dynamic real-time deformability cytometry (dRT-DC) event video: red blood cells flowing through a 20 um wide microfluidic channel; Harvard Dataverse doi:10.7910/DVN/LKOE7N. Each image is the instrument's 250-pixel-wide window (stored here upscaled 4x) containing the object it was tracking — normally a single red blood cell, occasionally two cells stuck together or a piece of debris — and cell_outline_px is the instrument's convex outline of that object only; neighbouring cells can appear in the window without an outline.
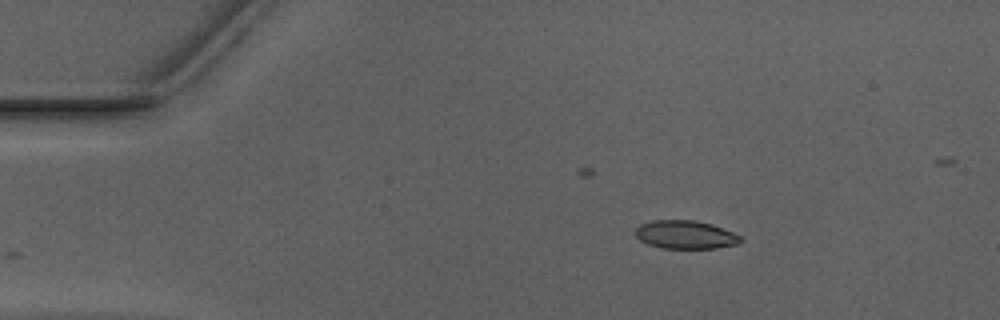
{"species": "Egyptian fruit bat (a non-hibernating species)", "species_latin": "Rousettus aegyptiacus", "temperature_condition": "warm", "stored_images_in_passage": 41, "camera_frame_rate_fps": 3000, "um_per_image_px": 0.085, "animal": {"sex": "male"}, "frame": {"image": 1, "passage_image": 1, "time_ms": 0.0, "image_size_px": [1000, 320], "cell_outline_px": [[740, 240], [736, 244], [716, 248], [660, 248], [648, 244], [640, 240], [636, 236], [636, 228], [640, 224], [652, 220], [692, 220], [712, 224], [732, 232], [740, 236]], "centroid_in_image_um": [58.22, 19.94], "position_along_channel_um": 26.8, "area_um2": 17.17}}
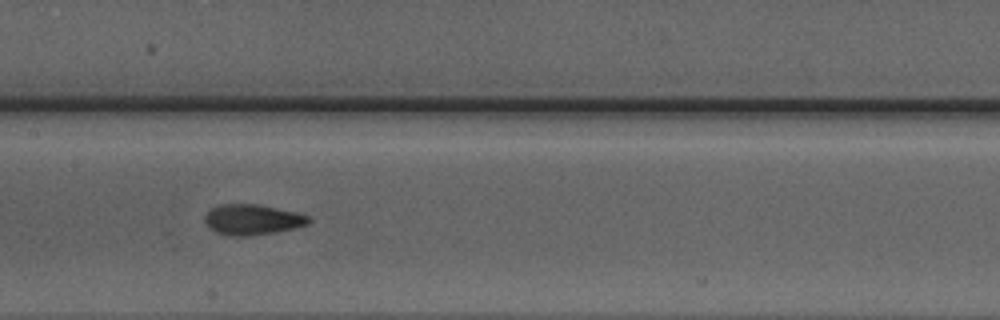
{"frame": {"image": 2, "passage_image": 18, "time_ms": 5.667, "image_size_px": [1000, 320], "cell_outline_px": [[312, 220], [308, 224], [276, 232], [252, 236], [228, 236], [216, 232], [208, 228], [204, 220], [204, 216], [212, 208], [224, 204], [256, 204], [296, 212], [308, 216]], "centroid_in_image_um": [21.43, 18.68], "position_along_channel_um": 186.0, "area_um2": 18.44}}
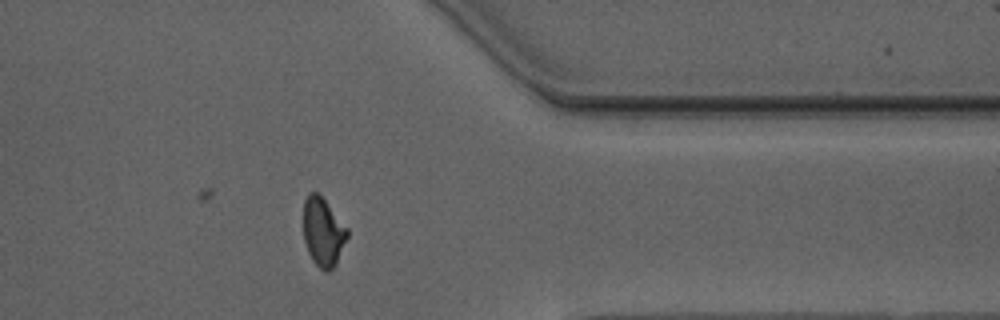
{"frame": {"image": 3, "passage_image": 34, "time_ms": 11.0, "image_size_px": [1000, 320], "cell_outline_px": [[348, 236], [336, 264], [328, 272], [324, 272], [312, 260], [308, 252], [304, 240], [304, 200], [308, 192], [316, 192], [324, 200], [348, 228]], "centroid_in_image_um": [27.46, 19.74], "position_along_channel_um": 383.9, "area_um2": 17.4}}